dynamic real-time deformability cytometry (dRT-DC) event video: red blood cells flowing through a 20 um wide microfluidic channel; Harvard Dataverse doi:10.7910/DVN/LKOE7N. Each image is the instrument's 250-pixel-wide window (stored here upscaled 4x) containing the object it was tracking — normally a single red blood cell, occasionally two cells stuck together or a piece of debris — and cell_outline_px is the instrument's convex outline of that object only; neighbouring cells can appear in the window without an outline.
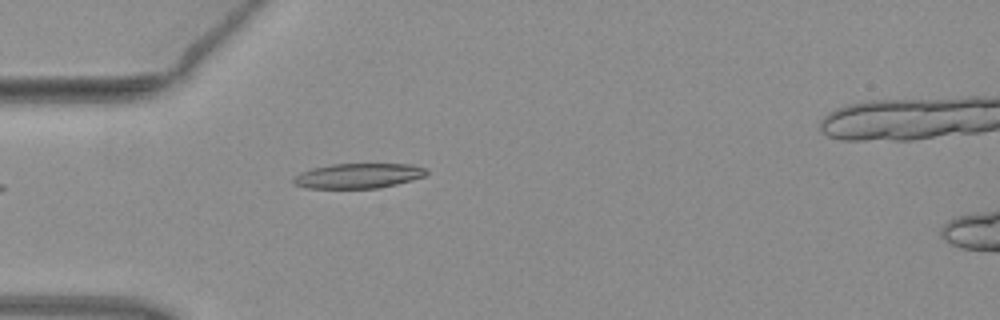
{"species": "common noctule bat (a hibernating species)", "species_latin": "Nyctalus noctula", "temperature_condition": "warm", "stored_images_in_passage": 4, "camera_frame_rate_fps": 3000, "um_per_image_px": 0.085, "animal": {"sex": "female", "body_mass_g": 19.3, "forearm_length_mm": 54.1}, "frame": {"image": 1, "passage_image": 4, "time_ms": 1.0, "image_size_px": [1000, 320], "cell_outline_px": [[428, 172], [424, 176], [412, 180], [380, 188], [308, 188], [292, 184], [292, 180], [300, 172], [312, 168], [332, 164], [412, 164], [424, 168]], "centroid_in_image_um": [30.43, 14.94], "position_along_channel_um": 54.6, "area_um2": 19.31}}